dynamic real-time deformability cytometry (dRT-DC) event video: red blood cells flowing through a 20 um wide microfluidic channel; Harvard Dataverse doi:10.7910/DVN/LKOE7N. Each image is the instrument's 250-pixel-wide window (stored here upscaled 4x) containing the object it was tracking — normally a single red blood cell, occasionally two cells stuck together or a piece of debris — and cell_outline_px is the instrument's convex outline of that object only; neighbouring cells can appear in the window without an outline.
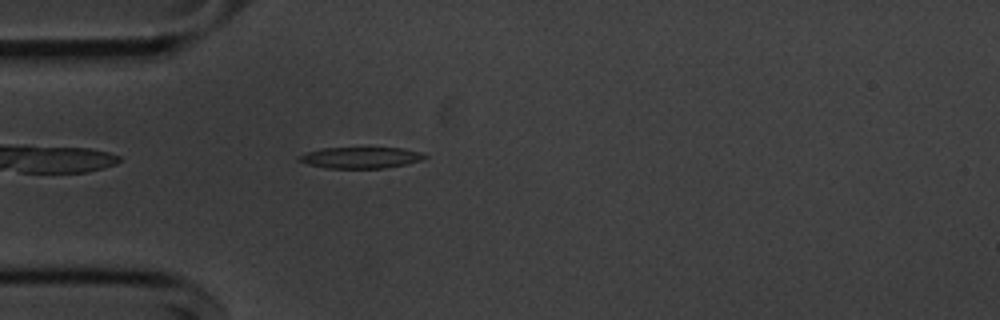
{"species": "common noctule bat (a hibernating species)", "species_latin": "Nyctalus noctula", "temperature_condition": "cold", "stored_images_in_passage": 43, "camera_frame_rate_fps": 3000, "um_per_image_px": 0.085, "animal": {"sex": "male", "body_mass_g": 20.1, "forearm_length_mm": 53.5}, "frame": {"image": 1, "passage_image": 4, "time_ms": 1.0, "image_size_px": [1000, 320], "cell_outline_px": [[428, 156], [420, 160], [404, 164], [384, 168], [324, 168], [308, 164], [296, 160], [296, 156], [308, 152], [324, 148], [400, 148], [420, 152]], "centroid_in_image_um": [30.59, 13.4], "position_along_channel_um": 54.4, "area_um2": 15.37}}
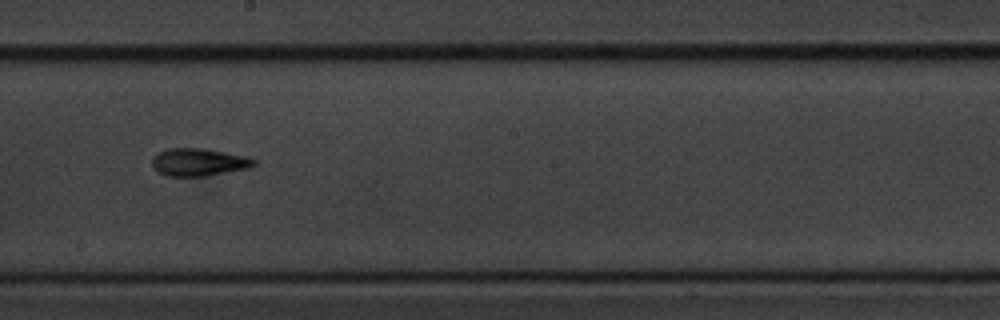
{"frame": {"image": 2, "passage_image": 19, "time_ms": 6.0, "image_size_px": [1000, 320], "cell_outline_px": [[256, 164], [244, 168], [204, 176], [168, 176], [152, 168], [152, 156], [168, 148], [200, 148], [248, 156], [256, 160]], "centroid_in_image_um": [16.84, 13.77], "position_along_channel_um": 231.4, "area_um2": 16.13}}
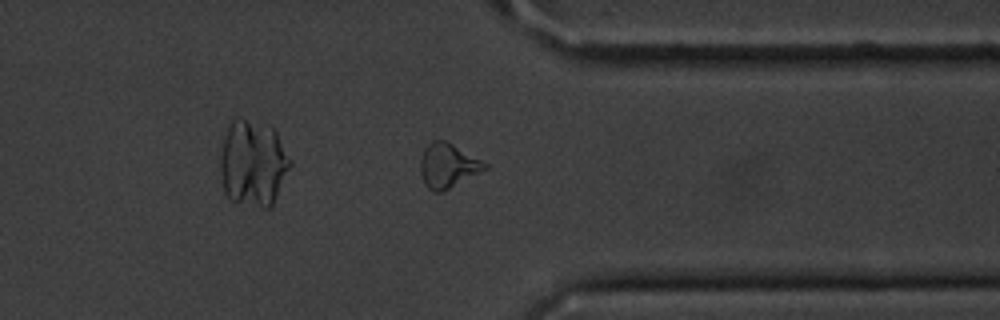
{"frame": {"image": 3, "passage_image": 31, "time_ms": 10.0, "image_size_px": [1000, 320], "cell_outline_px": [[488, 168], [444, 192], [432, 192], [424, 184], [420, 172], [420, 160], [424, 148], [432, 140], [444, 140], [452, 144], [488, 164]], "centroid_in_image_um": [38.04, 14.11], "position_along_channel_um": 373.4, "area_um2": 16.7}, "authors_computed_cell_mechanics": {"area_um2": 16.0684, "velocity_mm_per_s": 3.6463, "shape_relaxation_time_tau1_ms": 3.7228, "shape_relaxation_time_tau2_ms": 2.9481, "deformation_change_tau1": 0.1615, "deformation_change_tau2": 0.121}}